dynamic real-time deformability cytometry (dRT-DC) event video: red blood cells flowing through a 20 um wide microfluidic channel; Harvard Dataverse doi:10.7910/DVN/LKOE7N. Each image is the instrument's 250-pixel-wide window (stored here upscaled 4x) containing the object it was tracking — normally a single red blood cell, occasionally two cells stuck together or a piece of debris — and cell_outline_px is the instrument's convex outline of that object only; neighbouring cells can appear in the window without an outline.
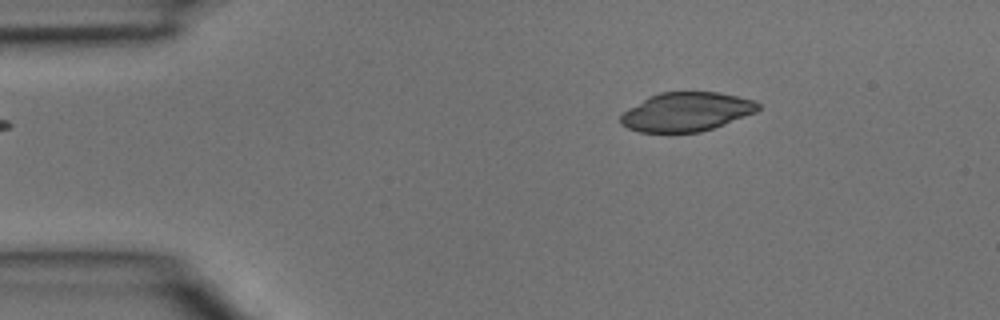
{"species": "common noctule bat (a hibernating species)", "species_latin": "Nyctalus noctula", "temperature_condition": "room temperature", "stored_images_in_passage": 3, "camera_frame_rate_fps": 3000, "um_per_image_px": 0.085, "animal": {"sex": "male", "body_mass_g": 15.6}, "frame": {"image": 1, "passage_image": 1, "time_ms": 0.0, "image_size_px": [1000, 320], "cell_outline_px": [[760, 108], [756, 112], [724, 124], [700, 132], [640, 132], [628, 128], [620, 124], [620, 116], [628, 108], [648, 96], [660, 92], [720, 92], [752, 100], [760, 104]], "centroid_in_image_um": [58.32, 9.5], "position_along_channel_um": 26.7, "area_um2": 31.1}}